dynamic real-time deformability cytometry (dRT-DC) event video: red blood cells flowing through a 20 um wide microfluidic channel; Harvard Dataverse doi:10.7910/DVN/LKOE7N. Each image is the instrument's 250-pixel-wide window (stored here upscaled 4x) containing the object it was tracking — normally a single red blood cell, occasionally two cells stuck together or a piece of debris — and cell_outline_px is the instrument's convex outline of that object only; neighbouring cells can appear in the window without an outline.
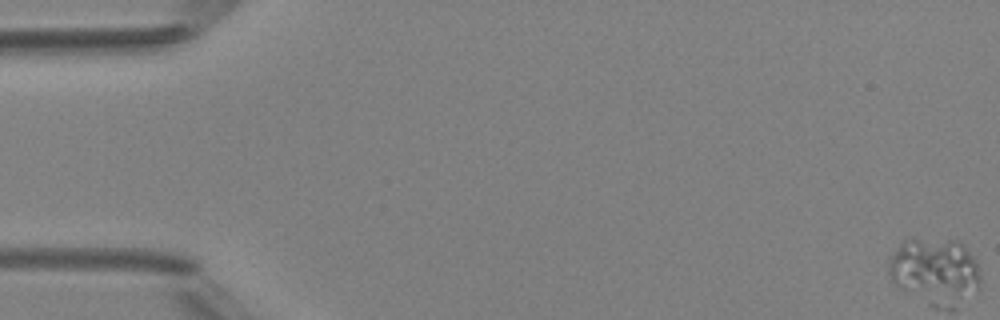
{"species": "Egyptian fruit bat (a non-hibernating species)", "species_latin": "Rousettus aegyptiacus", "temperature_condition": "room temperature", "stored_images_in_passage": 13, "camera_frame_rate_fps": 3000, "um_per_image_px": 0.085, "animal": {"sex": "female"}, "frame": {"image": 1, "passage_image": 1, "time_ms": 0.0, "image_size_px": [1000, 320], "cell_outline_px": [[980, 288], [956, 292], [900, 288], [892, 280], [888, 272], [888, 260], [900, 244], [904, 240], [960, 240], [964, 244], [976, 260], [980, 272]], "centroid_in_image_um": [79.42, 22.63], "position_along_channel_um": 5.6, "area_um2": 29.54}}